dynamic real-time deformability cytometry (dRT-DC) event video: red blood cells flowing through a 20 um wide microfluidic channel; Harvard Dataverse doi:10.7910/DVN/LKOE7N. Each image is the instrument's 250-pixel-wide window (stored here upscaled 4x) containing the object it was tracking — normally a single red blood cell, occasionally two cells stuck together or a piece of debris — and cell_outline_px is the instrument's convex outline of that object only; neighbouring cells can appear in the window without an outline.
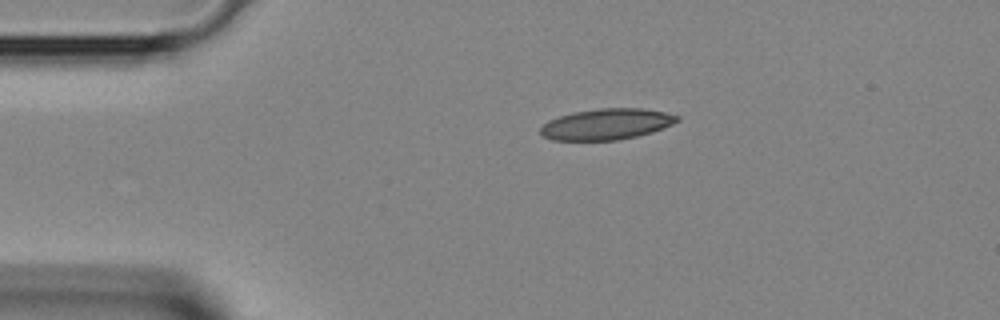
{"species": "Egyptian fruit bat (a non-hibernating species)", "species_latin": "Rousettus aegyptiacus", "temperature_condition": "room temperature", "stored_images_in_passage": 2, "camera_frame_rate_fps": 3000, "um_per_image_px": 0.085, "animal": {"sex": "female"}, "frame": {"image": 1, "passage_image": 1, "time_ms": 0.0, "image_size_px": [1000, 320], "cell_outline_px": [[680, 120], [672, 124], [652, 132], [636, 136], [616, 140], [552, 140], [544, 136], [540, 132], [540, 128], [548, 120], [560, 116], [576, 112], [600, 108], [644, 108], [664, 112], [680, 116]], "centroid_in_image_um": [51.57, 10.55], "position_along_channel_um": 33.4, "area_um2": 24.51}}